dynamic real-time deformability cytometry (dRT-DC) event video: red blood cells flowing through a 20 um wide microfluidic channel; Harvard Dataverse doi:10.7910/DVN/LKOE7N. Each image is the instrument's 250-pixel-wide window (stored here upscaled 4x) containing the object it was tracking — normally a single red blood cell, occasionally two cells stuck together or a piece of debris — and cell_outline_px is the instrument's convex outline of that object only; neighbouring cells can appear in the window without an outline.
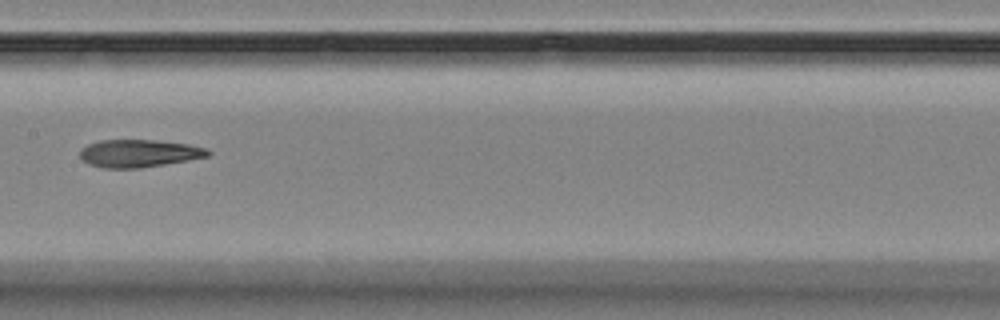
{"species": "Egyptian fruit bat (a non-hibernating species)", "species_latin": "Rousettus aegyptiacus", "temperature_condition": "room temperature", "stored_images_in_passage": 6, "camera_frame_rate_fps": 3000, "um_per_image_px": 0.085, "animal": {"sex": "female"}, "frame": {"image": 1, "passage_image": 6, "time_ms": 5.667, "image_size_px": [1000, 320], "cell_outline_px": [[212, 152], [208, 156], [188, 160], [140, 168], [104, 168], [88, 164], [80, 160], [80, 148], [88, 144], [100, 140], [152, 140], [188, 144], [208, 148]], "centroid_in_image_um": [11.78, 13.03], "position_along_channel_um": 195.6, "area_um2": 20.69}}